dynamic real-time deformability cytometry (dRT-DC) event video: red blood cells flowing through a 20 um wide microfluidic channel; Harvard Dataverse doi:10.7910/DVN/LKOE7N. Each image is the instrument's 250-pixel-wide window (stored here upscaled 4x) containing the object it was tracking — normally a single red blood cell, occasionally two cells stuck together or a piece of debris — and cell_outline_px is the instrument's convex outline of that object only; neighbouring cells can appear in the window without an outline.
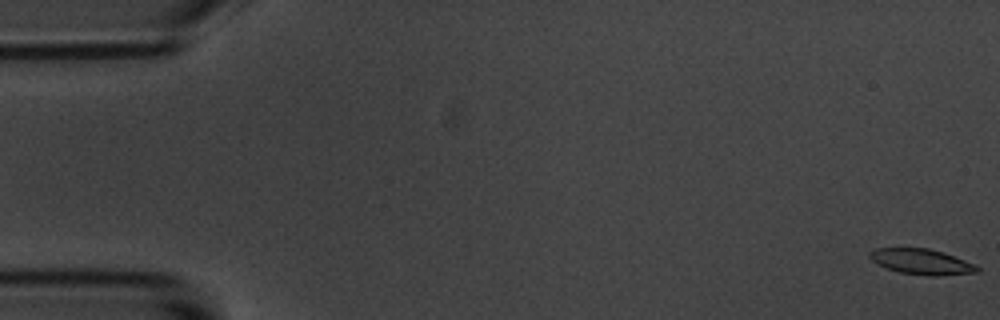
{"species": "common noctule bat (a hibernating species)", "species_latin": "Nyctalus noctula", "temperature_condition": "room temperature", "stored_images_in_passage": 56, "camera_frame_rate_fps": 3000, "um_per_image_px": 0.085, "animal": {"sex": "male", "body_mass_g": 20.1, "forearm_length_mm": 53.5}, "frame": {"image": 1, "passage_image": 1, "time_ms": 0.0, "image_size_px": [1000, 320], "cell_outline_px": [[980, 272], [936, 276], [932, 276], [900, 272], [888, 268], [872, 260], [868, 256], [868, 252], [876, 248], [928, 248], [944, 252], [964, 260], [980, 268]], "centroid_in_image_um": [78.34, 22.23], "position_along_channel_um": 6.7, "area_um2": 15.78}}
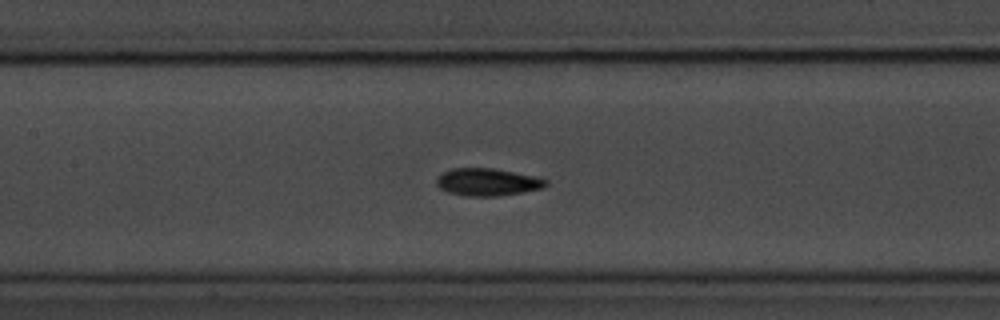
{"frame": {"image": 2, "passage_image": 26, "time_ms": 8.333, "image_size_px": [1000, 320], "cell_outline_px": [[548, 184], [544, 188], [524, 192], [496, 196], [464, 196], [448, 192], [440, 188], [436, 184], [436, 180], [440, 172], [452, 168], [492, 168], [540, 176], [548, 180]], "centroid_in_image_um": [41.47, 15.46], "position_along_channel_um": 165.9, "area_um2": 17.86}}
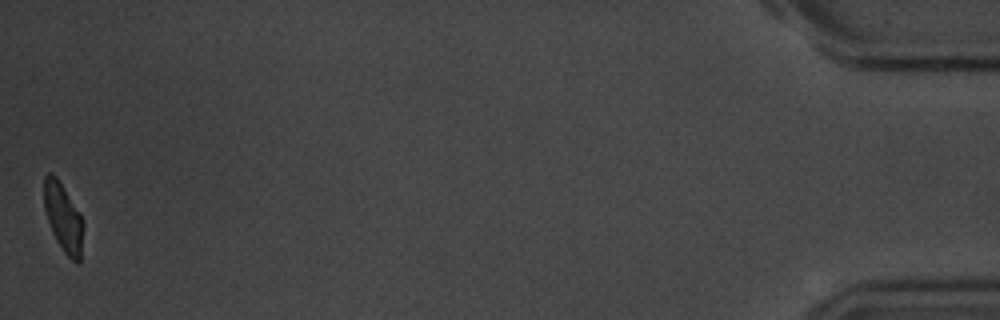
{"frame": {"image": 3, "passage_image": 56, "time_ms": 18.333, "image_size_px": [1000, 320], "cell_outline_px": [[84, 224], [80, 260], [76, 264], [64, 252], [56, 240], [52, 232], [44, 208], [44, 176], [48, 172], [52, 172], [56, 176], [80, 212], [84, 220]], "centroid_in_image_um": [5.39, 18.48], "position_along_channel_um": 429.8, "area_um2": 15.78}, "authors_computed_cell_mechanics": {"area_um2": 16.6753, "velocity_mm_per_s": 3.605, "shape_relaxation_time_tau1_ms": 3.382, "shape_relaxation_time_tau2_ms": 2.5974, "deformation_change_tau1": 0.1354, "deformation_change_tau2": 0.0842}}